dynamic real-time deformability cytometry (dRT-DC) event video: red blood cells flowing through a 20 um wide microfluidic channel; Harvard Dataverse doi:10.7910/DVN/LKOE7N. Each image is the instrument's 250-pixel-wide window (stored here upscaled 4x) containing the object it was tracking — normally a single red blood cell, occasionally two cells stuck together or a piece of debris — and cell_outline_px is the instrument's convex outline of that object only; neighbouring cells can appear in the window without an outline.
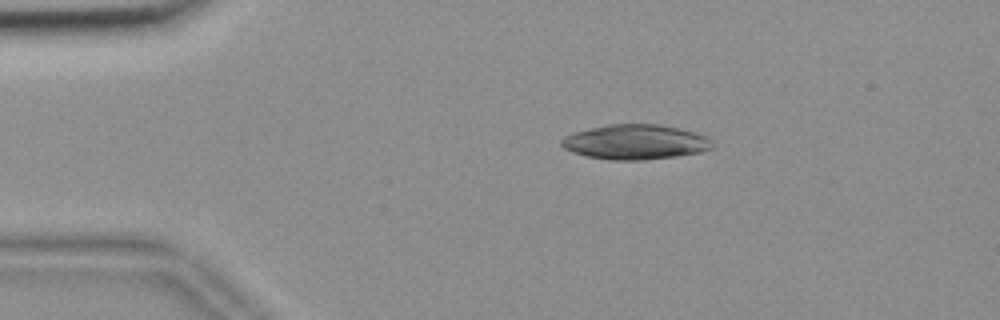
{"species": "common noctule bat (a hibernating species)", "species_latin": "Nyctalus noctula", "temperature_condition": "room temperature", "stored_images_in_passage": 53, "camera_frame_rate_fps": 3000, "um_per_image_px": 0.085, "animal": {"sex": "female", "body_mass_g": 18.4}, "frame": {"image": 1, "passage_image": 9, "time_ms": 2.667, "image_size_px": [1000, 320], "cell_outline_px": [[712, 148], [700, 152], [676, 156], [644, 160], [612, 160], [588, 156], [572, 152], [564, 148], [560, 144], [560, 140], [564, 136], [572, 132], [608, 124], [660, 124], [708, 136], [712, 140]], "centroid_in_image_um": [53.98, 12.07], "position_along_channel_um": 31.0, "area_um2": 30.63}}
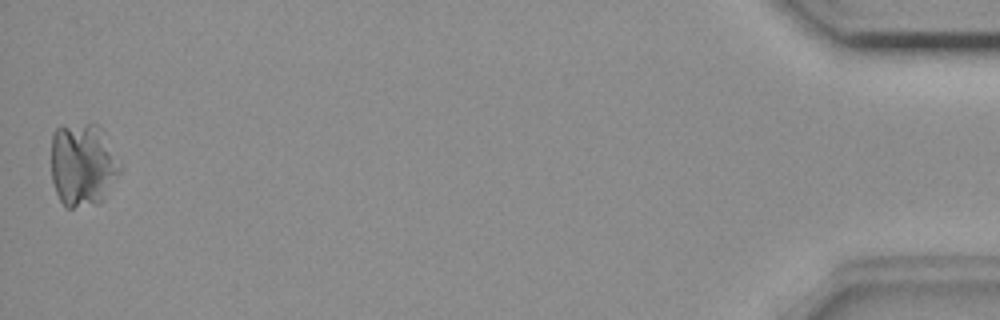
{"frame": {"image": 2, "passage_image": 53, "time_ms": 17.333, "image_size_px": [1000, 320], "cell_outline_px": [[120, 172], [104, 200], [96, 204], [72, 208], [64, 208], [56, 192], [52, 180], [52, 132], [56, 128], [88, 124], [100, 124], [120, 164]], "centroid_in_image_um": [7.04, 14.03], "position_along_channel_um": 428.2, "area_um2": 33.41}}